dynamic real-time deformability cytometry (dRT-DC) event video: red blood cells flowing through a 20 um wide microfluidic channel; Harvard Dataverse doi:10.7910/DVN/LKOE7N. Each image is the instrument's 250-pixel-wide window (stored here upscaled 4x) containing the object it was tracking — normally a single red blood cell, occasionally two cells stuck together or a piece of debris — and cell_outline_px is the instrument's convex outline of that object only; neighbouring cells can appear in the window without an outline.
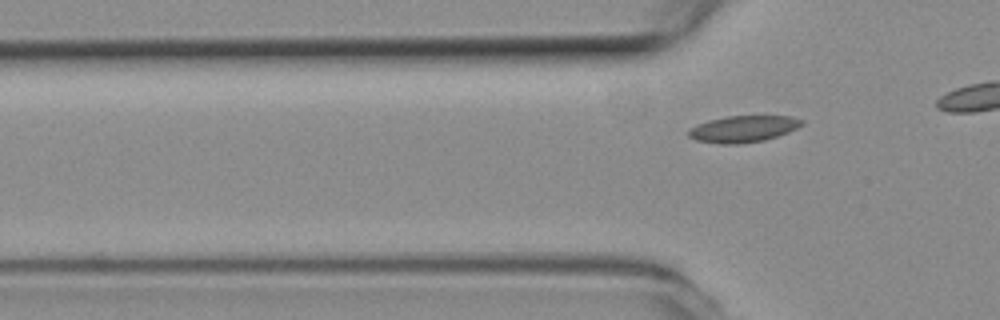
{"species": "common noctule bat (a hibernating species)", "species_latin": "Nyctalus noctula", "temperature_condition": "room temperature", "stored_images_in_passage": 7, "segment_of_instrument_passage": [2, 2], "camera_frame_rate_fps": 3000, "um_per_image_px": 0.085, "animal": {"sex": "female", "body_mass_g": 19.3, "forearm_length_mm": 54.1}, "frame": {"image": 1, "passage_image": 7, "time_ms": 2.0, "image_size_px": [1000, 320], "cell_outline_px": [[804, 124], [788, 132], [764, 140], [740, 144], [720, 144], [696, 140], [688, 136], [688, 132], [696, 124], [708, 120], [728, 116], [792, 116], [804, 120]], "centroid_in_image_um": [63.18, 10.95], "position_along_channel_um": 62.6, "area_um2": 17.51}}